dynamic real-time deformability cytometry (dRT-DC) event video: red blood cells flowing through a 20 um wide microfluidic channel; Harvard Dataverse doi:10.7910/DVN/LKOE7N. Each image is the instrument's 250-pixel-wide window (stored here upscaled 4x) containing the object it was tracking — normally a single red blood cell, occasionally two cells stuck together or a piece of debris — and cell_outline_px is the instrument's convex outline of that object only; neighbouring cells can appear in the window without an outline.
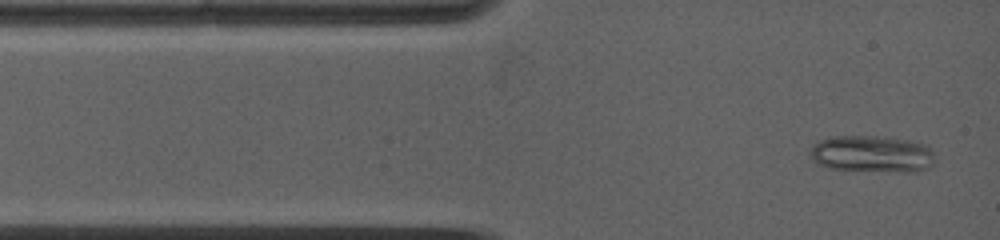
{"species": "common noctule bat (a hibernating species)", "species_latin": "Nyctalus noctula", "temperature_condition": "warm", "stored_images_in_passage": 34, "camera_frame_rate_fps": 5000, "um_per_image_px": 0.085, "animal": {"sex": "female", "body_mass_g": 19.0, "forearm_length_mm": 53.3}, "frame": {"image": 1, "passage_image": 1, "time_ms": 0.0, "image_size_px": [1000, 240], "cell_outline_px": [[936, 160], [928, 168], [916, 172], [904, 172], [828, 168], [816, 164], [808, 156], [808, 152], [820, 140], [832, 136], [872, 136], [908, 140], [928, 144], [932, 148]], "centroid_in_image_um": [74.15, 13.09], "position_along_channel_um": 10.9, "area_um2": 27.11}}
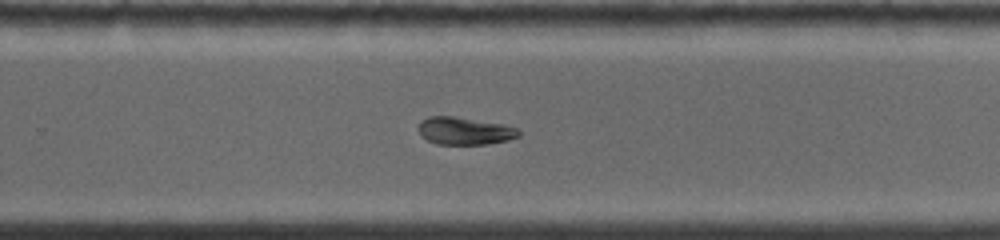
{"frame": {"image": 2, "passage_image": 20, "time_ms": 8.0, "image_size_px": [1000, 240], "cell_outline_px": [[520, 136], [508, 140], [488, 144], [436, 144], [428, 140], [416, 128], [420, 120], [428, 116], [452, 116], [500, 124], [516, 128], [520, 132]], "centroid_in_image_um": [39.45, 11.13], "position_along_channel_um": 290.3, "area_um2": 15.95}}
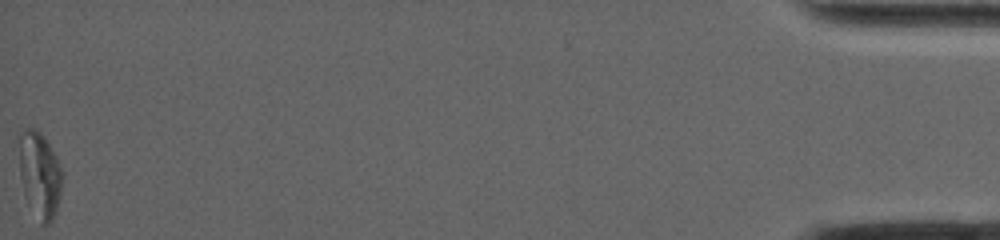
{"frame": {"image": 3, "passage_image": 34, "time_ms": 15.8, "image_size_px": [1000, 240], "cell_outline_px": [[64, 172], [60, 196], [52, 220], [48, 224], [44, 224], [28, 204], [24, 192], [20, 176], [16, 136], [24, 128], [32, 128], [40, 132], [44, 136], [56, 156]], "centroid_in_image_um": [3.35, 14.74], "position_along_channel_um": 431.9, "area_um2": 21.96}}